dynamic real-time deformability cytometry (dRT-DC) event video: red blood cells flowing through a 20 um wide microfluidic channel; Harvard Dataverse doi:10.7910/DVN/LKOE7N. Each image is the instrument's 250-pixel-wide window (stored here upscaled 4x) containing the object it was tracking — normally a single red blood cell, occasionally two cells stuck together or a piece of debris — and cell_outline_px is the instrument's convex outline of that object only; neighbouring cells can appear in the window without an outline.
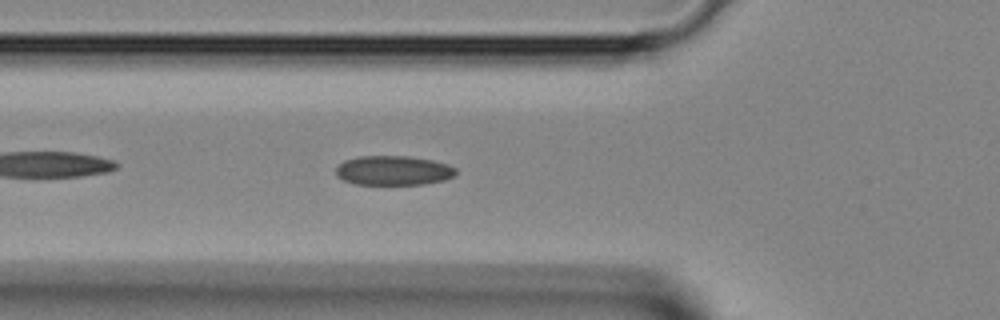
{"species": "Egyptian fruit bat (a non-hibernating species)", "species_latin": "Rousettus aegyptiacus", "temperature_condition": "room temperature", "stored_images_in_passage": 20, "camera_frame_rate_fps": 3000, "um_per_image_px": 0.085, "animal": {"sex": "female"}, "frame": {"image": 1, "passage_image": 4, "time_ms": 1.0, "image_size_px": [1000, 320], "cell_outline_px": [[456, 176], [444, 180], [424, 184], [356, 184], [344, 180], [336, 176], [336, 168], [344, 160], [360, 156], [408, 156], [432, 160], [448, 164], [456, 168]], "centroid_in_image_um": [33.46, 14.49], "position_along_channel_um": 92.3, "area_um2": 20.63}}
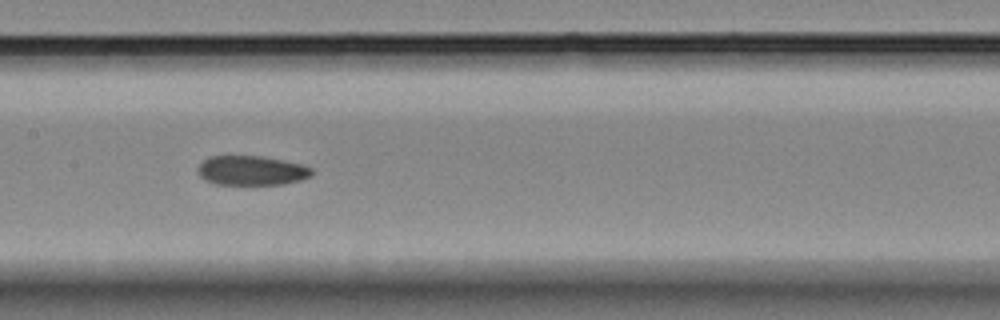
{"frame": {"image": 2, "passage_image": 10, "time_ms": 3.0, "image_size_px": [1000, 320], "cell_outline_px": [[312, 176], [300, 180], [284, 184], [216, 184], [204, 180], [200, 176], [196, 168], [208, 156], [264, 156], [284, 160], [300, 164], [312, 168]], "centroid_in_image_um": [21.37, 14.49], "position_along_channel_um": 186.0, "area_um2": 19.65}}
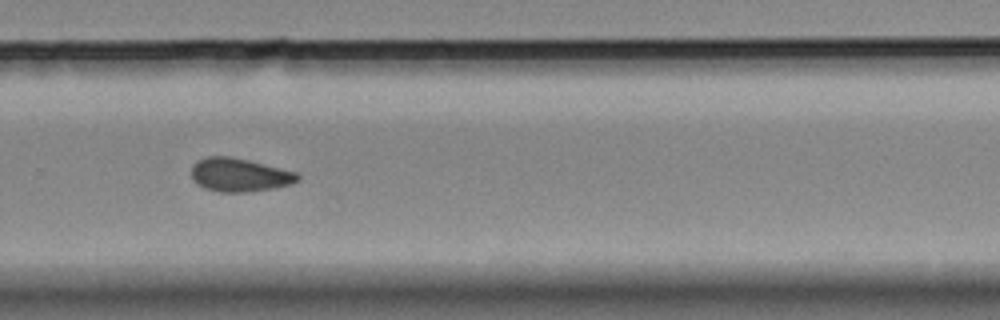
{"frame": {"image": 3, "passage_image": 18, "time_ms": 5.667, "image_size_px": [1000, 320], "cell_outline_px": [[300, 180], [292, 184], [276, 188], [248, 192], [220, 192], [204, 188], [196, 184], [192, 180], [192, 164], [196, 160], [208, 156], [232, 156], [296, 172], [300, 176]], "centroid_in_image_um": [20.34, 14.87], "position_along_channel_um": 309.5, "area_um2": 20.98}}